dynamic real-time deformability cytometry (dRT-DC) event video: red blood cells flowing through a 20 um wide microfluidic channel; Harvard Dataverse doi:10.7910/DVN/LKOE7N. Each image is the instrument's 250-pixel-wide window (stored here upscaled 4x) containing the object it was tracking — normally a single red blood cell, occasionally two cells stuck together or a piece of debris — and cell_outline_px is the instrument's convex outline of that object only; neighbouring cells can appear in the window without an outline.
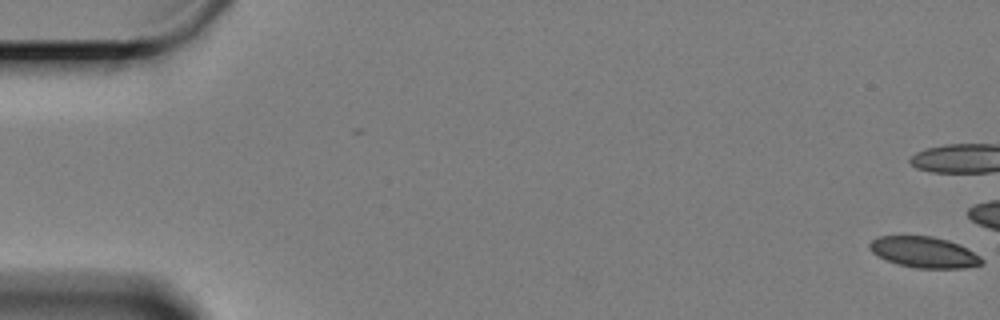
{"species": "Egyptian fruit bat (a non-hibernating species)", "species_latin": "Rousettus aegyptiacus", "temperature_condition": "cold", "stored_images_in_passage": 2, "camera_frame_rate_fps": 3000, "um_per_image_px": 0.085, "animal": {"sex": "female"}, "frame": {"image": 1, "passage_image": 2, "time_ms": 0.333, "image_size_px": [1000, 320], "cell_outline_px": [[984, 264], [964, 268], [916, 268], [900, 264], [888, 260], [872, 252], [868, 248], [868, 244], [872, 240], [880, 236], [932, 236], [948, 240], [980, 256], [984, 260]], "centroid_in_image_um": [78.55, 21.44], "position_along_channel_um": 6.5, "area_um2": 19.94}}